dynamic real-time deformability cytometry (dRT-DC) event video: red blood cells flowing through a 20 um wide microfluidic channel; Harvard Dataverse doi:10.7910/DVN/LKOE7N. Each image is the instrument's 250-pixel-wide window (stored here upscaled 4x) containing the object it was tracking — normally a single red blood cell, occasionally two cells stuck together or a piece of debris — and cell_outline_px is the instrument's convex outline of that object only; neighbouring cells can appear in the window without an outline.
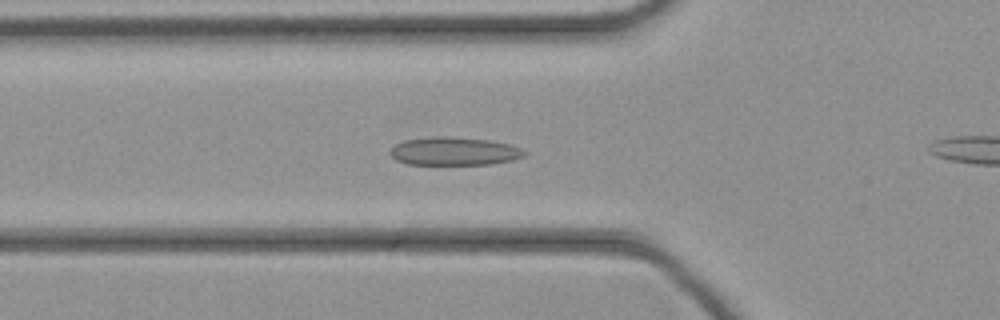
{"species": "common noctule bat (a hibernating species)", "species_latin": "Nyctalus noctula", "temperature_condition": "cold", "stored_images_in_passage": 46, "camera_frame_rate_fps": 3000, "um_per_image_px": 0.085, "animal": {"sex": "female", "body_mass_g": 21.9}, "frame": {"image": 1, "passage_image": 16, "time_ms": 5.0, "image_size_px": [1000, 320], "cell_outline_px": [[528, 152], [524, 156], [512, 160], [488, 164], [408, 164], [396, 160], [388, 152], [396, 144], [404, 140], [436, 136], [444, 136], [488, 140], [508, 144], [520, 148]], "centroid_in_image_um": [38.59, 12.85], "position_along_channel_um": 87.2, "area_um2": 21.85}}
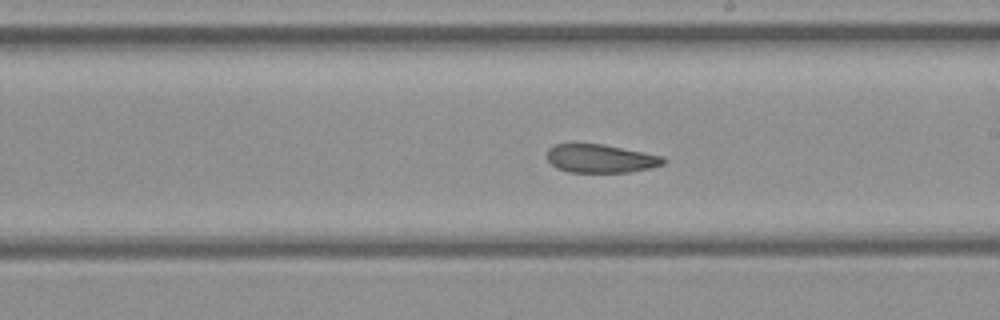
{"frame": {"image": 2, "passage_image": 26, "time_ms": 8.333, "image_size_px": [1000, 320], "cell_outline_px": [[668, 160], [664, 164], [652, 168], [628, 172], [568, 172], [556, 168], [548, 160], [548, 148], [552, 144], [604, 144], [664, 156]], "centroid_in_image_um": [51.09, 13.47], "position_along_channel_um": 237.9, "area_um2": 19.42}}
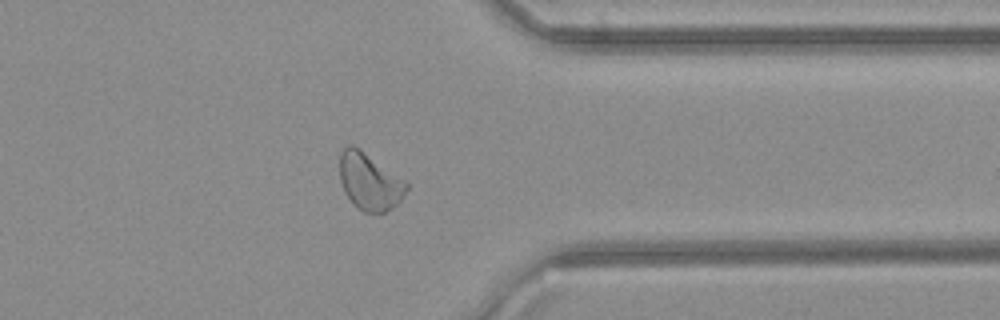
{"frame": {"image": 3, "passage_image": 36, "time_ms": 11.667, "image_size_px": [1000, 320], "cell_outline_px": [[408, 188], [400, 200], [392, 208], [384, 212], [364, 212], [344, 192], [340, 180], [340, 152], [348, 144], [352, 144], [360, 148], [404, 180], [408, 184]], "centroid_in_image_um": [31.4, 15.4], "position_along_channel_um": 380.0, "area_um2": 21.79}}